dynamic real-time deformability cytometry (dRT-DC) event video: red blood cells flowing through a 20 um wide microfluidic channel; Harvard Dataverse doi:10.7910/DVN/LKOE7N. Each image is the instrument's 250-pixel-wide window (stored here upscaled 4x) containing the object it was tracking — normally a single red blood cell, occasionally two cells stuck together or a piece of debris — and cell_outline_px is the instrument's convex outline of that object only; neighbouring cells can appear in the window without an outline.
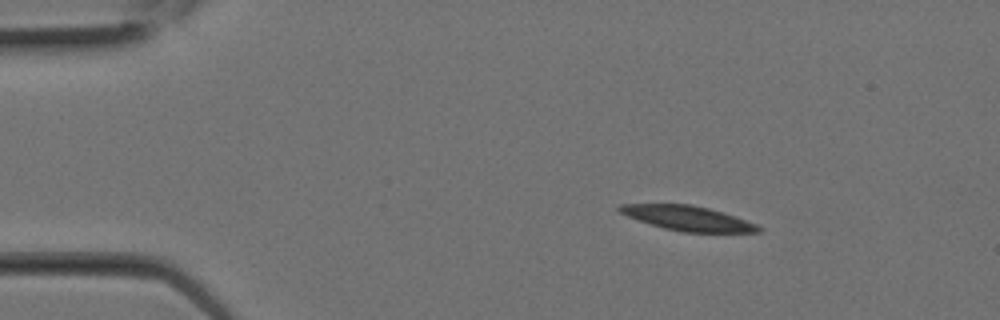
{"species": "Egyptian fruit bat (a non-hibernating species)", "species_latin": "Rousettus aegyptiacus", "temperature_condition": "room temperature", "stored_images_in_passage": 2, "camera_frame_rate_fps": 3000, "um_per_image_px": 0.085, "animal": {"sex": "female"}, "frame": {"image": 1, "passage_image": 1, "time_ms": 0.0, "image_size_px": [1000, 320], "cell_outline_px": [[764, 228], [760, 232], [684, 232], [664, 228], [628, 216], [620, 212], [616, 208], [620, 204], [692, 204], [708, 208], [736, 216], [756, 224]], "centroid_in_image_um": [58.5, 18.54], "position_along_channel_um": 26.5, "area_um2": 19.83}}
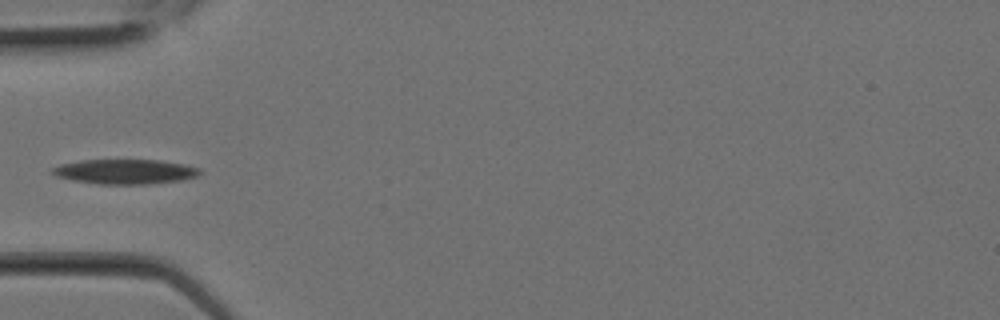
{"frame": {"image": 2, "passage_image": 2, "time_ms": 0.333, "image_size_px": [1000, 320], "cell_outline_px": [[200, 172], [196, 176], [180, 180], [148, 184], [100, 184], [72, 180], [56, 176], [52, 172], [52, 168], [60, 164], [80, 160], [160, 160], [184, 164], [200, 168]], "centroid_in_image_um": [10.61, 14.58], "position_along_channel_um": 74.4, "area_um2": 21.15}}